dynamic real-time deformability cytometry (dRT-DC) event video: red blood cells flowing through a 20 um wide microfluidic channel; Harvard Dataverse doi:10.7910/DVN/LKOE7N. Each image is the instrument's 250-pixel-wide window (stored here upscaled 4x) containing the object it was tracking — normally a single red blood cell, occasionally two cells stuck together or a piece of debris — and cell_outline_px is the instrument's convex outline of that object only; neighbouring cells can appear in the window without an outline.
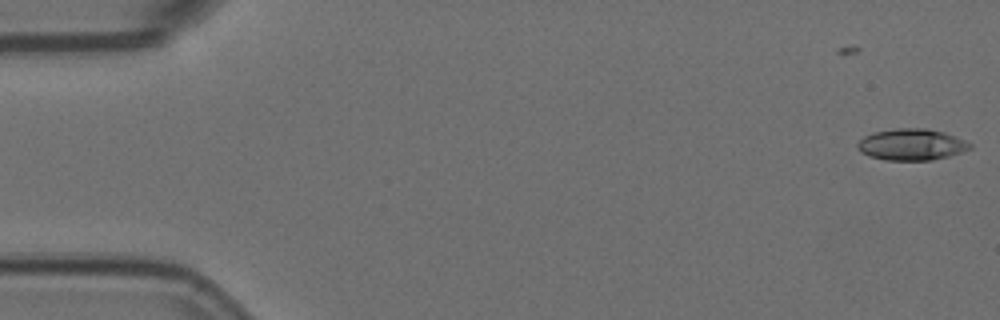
{"species": "Egyptian fruit bat (a non-hibernating species)", "species_latin": "Rousettus aegyptiacus", "temperature_condition": "room temperature", "stored_images_in_passage": 56, "camera_frame_rate_fps": 3000, "um_per_image_px": 0.085, "animal": {"sex": "female"}, "frame": {"image": 1, "passage_image": 1, "time_ms": 0.0, "image_size_px": [1000, 320], "cell_outline_px": [[972, 148], [948, 156], [932, 160], [884, 160], [868, 156], [860, 152], [856, 148], [856, 144], [864, 136], [872, 132], [892, 128], [928, 128], [944, 132], [964, 140], [972, 144]], "centroid_in_image_um": [77.43, 12.28], "position_along_channel_um": 7.6, "area_um2": 20.81}}
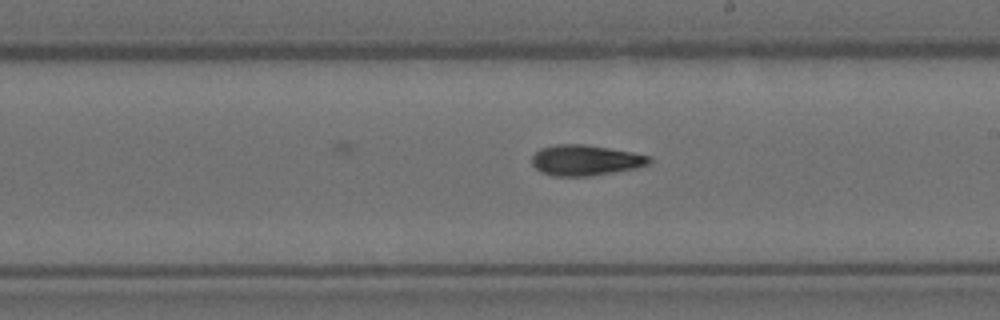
{"frame": {"image": 2, "passage_image": 32, "time_ms": 10.333, "image_size_px": [1000, 320], "cell_outline_px": [[652, 160], [648, 164], [636, 168], [592, 176], [552, 176], [540, 172], [532, 164], [532, 156], [540, 148], [556, 144], [584, 144], [632, 152], [652, 156]], "centroid_in_image_um": [49.76, 13.62], "position_along_channel_um": 239.2, "area_um2": 21.04}}
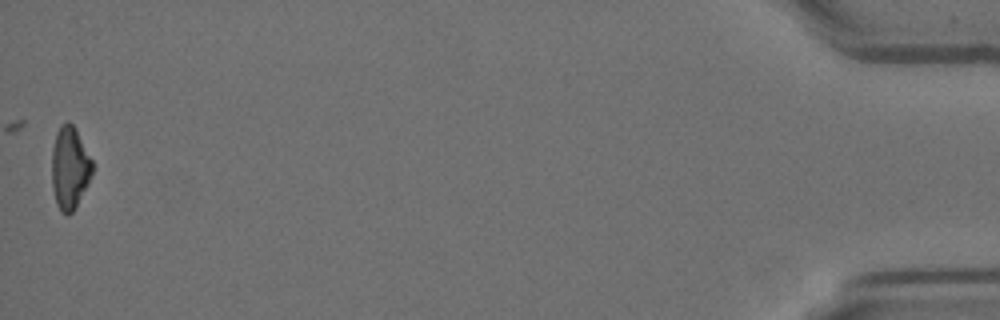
{"frame": {"image": 3, "passage_image": 56, "time_ms": 18.333, "image_size_px": [1000, 320], "cell_outline_px": [[92, 172], [88, 184], [76, 208], [68, 216], [60, 212], [56, 204], [52, 188], [52, 148], [56, 132], [60, 124], [68, 120], [76, 128], [92, 160]], "centroid_in_image_um": [5.91, 14.28], "position_along_channel_um": 429.3, "area_um2": 19.83}, "authors_computed_cell_mechanics": {"area_um2": 20.3745, "velocity_mm_per_s": 3.5997, "shape_relaxation_time_tau1_ms": 6.1752, "shape_relaxation_time_tau2_ms": 5.9022, "deformation_change_tau1": 0.185, "deformation_change_tau2": 0.1561}}